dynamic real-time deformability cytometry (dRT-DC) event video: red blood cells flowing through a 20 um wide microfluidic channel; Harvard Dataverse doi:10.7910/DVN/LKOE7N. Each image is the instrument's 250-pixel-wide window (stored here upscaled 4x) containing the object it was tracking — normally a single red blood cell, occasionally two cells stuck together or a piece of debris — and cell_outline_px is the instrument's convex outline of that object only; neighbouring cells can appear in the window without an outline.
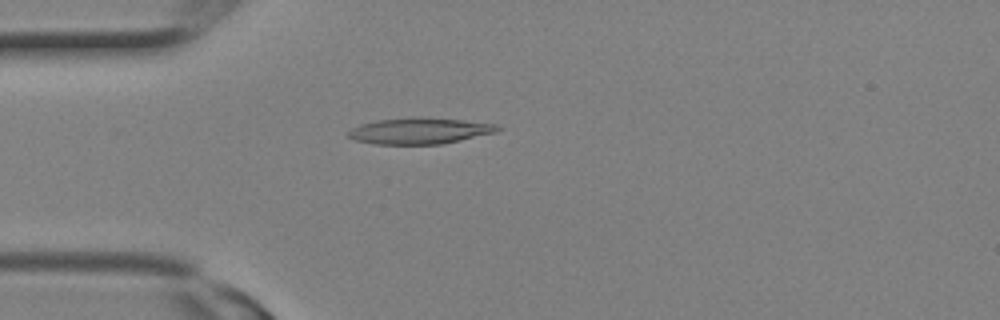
{"species": "Egyptian fruit bat (a non-hibernating species)", "species_latin": "Rousettus aegyptiacus", "temperature_condition": "room temperature", "stored_images_in_passage": 2, "camera_frame_rate_fps": 3000, "um_per_image_px": 0.085, "animal": {"sex": "female"}, "frame": {"image": 1, "passage_image": 2, "time_ms": 0.333, "image_size_px": [1000, 320], "cell_outline_px": [[504, 128], [496, 132], [460, 140], [440, 144], [376, 144], [356, 140], [344, 136], [352, 128], [360, 124], [376, 120], [464, 120], [496, 124]], "centroid_in_image_um": [35.66, 11.17], "position_along_channel_um": 49.3, "area_um2": 21.68}}